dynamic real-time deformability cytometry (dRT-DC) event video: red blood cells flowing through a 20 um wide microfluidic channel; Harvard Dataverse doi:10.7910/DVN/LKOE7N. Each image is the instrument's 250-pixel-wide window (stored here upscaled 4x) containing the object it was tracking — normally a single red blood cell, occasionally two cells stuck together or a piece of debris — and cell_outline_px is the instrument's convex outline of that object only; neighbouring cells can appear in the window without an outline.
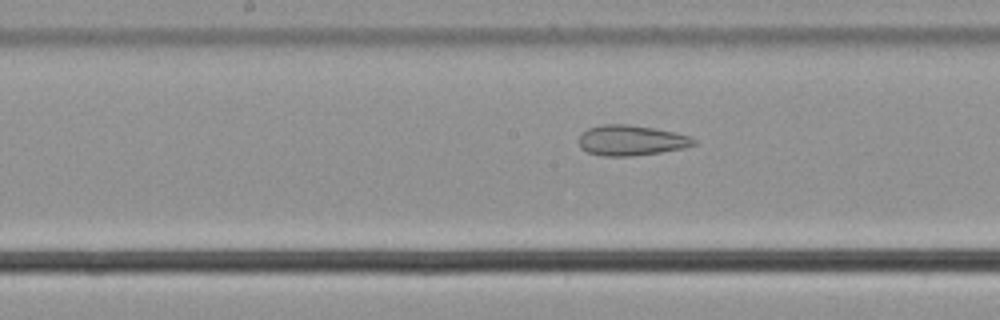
{"species": "common noctule bat (a hibernating species)", "species_latin": "Nyctalus noctula", "temperature_condition": "cold", "stored_images_in_passage": 45, "camera_frame_rate_fps": 3000, "um_per_image_px": 0.085, "animal": {"sex": "male", "body_mass_g": 21.5, "forearm_length_mm": 52.0}, "frame": {"image": 1, "passage_image": 18, "time_ms": 5.667, "image_size_px": [1000, 320], "cell_outline_px": [[696, 144], [684, 148], [660, 152], [632, 156], [600, 156], [588, 152], [580, 148], [580, 136], [588, 128], [600, 124], [628, 124], [656, 128], [688, 136], [696, 140]], "centroid_in_image_um": [53.63, 11.93], "position_along_channel_um": 194.6, "area_um2": 20.29}}
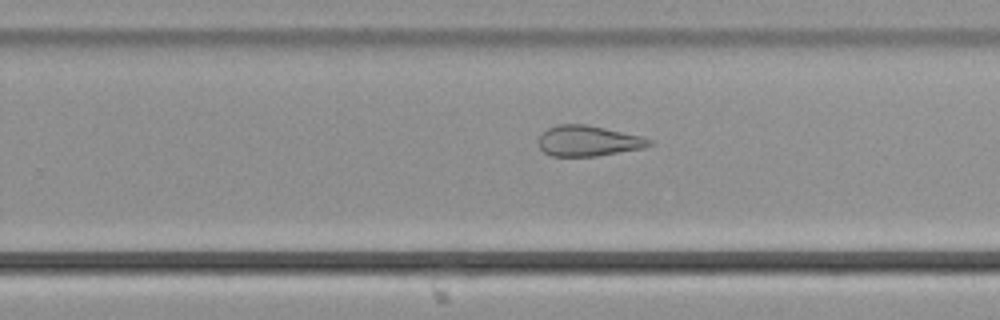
{"frame": {"image": 2, "passage_image": 25, "time_ms": 8.0, "image_size_px": [1000, 320], "cell_outline_px": [[652, 144], [644, 148], [596, 156], [552, 156], [544, 152], [540, 148], [540, 136], [548, 128], [560, 124], [584, 124], [644, 136], [652, 140]], "centroid_in_image_um": [50.04, 11.98], "position_along_channel_um": 279.8, "area_um2": 19.59}}
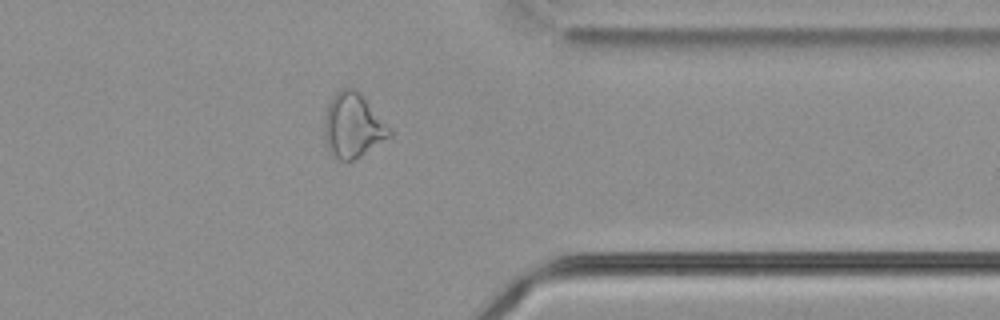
{"frame": {"image": 3, "passage_image": 34, "time_ms": 11.0, "image_size_px": [1000, 320], "cell_outline_px": [[392, 136], [360, 156], [352, 160], [332, 160], [328, 152], [324, 140], [324, 116], [328, 100], [340, 88], [356, 88], [360, 92], [392, 128]], "centroid_in_image_um": [29.97, 10.67], "position_along_channel_um": 381.4, "area_um2": 25.26}, "authors_computed_cell_mechanics": {"area_um2": 23.8136, "velocity_mm_per_s": 3.6766, "shape_relaxation_time_tau1_ms": null, "shape_relaxation_time_tau2_ms": 3.3025, "deformation_change_tau1": null, "deformation_change_tau2": 0.1353}}